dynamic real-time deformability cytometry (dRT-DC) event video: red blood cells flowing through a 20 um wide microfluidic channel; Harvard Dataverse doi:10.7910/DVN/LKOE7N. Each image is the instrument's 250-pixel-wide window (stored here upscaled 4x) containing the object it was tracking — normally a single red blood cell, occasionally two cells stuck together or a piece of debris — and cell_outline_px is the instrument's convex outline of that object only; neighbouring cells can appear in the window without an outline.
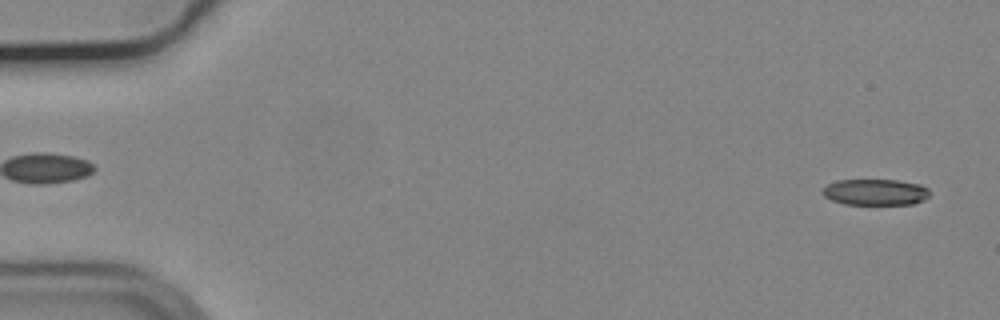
{"species": "common noctule bat (a hibernating species)", "species_latin": "Nyctalus noctula", "temperature_condition": "cold", "stored_images_in_passage": 55, "camera_frame_rate_fps": 3000, "um_per_image_px": 0.085, "animal": {"sex": "male", "body_mass_g": 19.2, "forearm_length_mm": 51.8}, "frame": {"image": 1, "passage_image": 2, "time_ms": 0.333, "image_size_px": [1000, 320], "cell_outline_px": [[928, 196], [924, 200], [912, 204], [844, 204], [832, 200], [824, 196], [824, 188], [828, 184], [836, 180], [900, 180], [920, 184], [928, 188]], "centroid_in_image_um": [74.43, 16.32], "position_along_channel_um": 10.6, "area_um2": 16.24}}
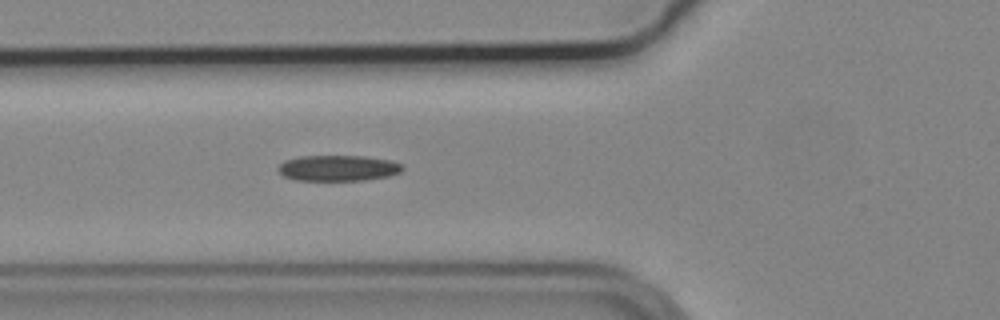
{"frame": {"image": 2, "passage_image": 20, "time_ms": 6.333, "image_size_px": [1000, 320], "cell_outline_px": [[404, 168], [400, 172], [388, 176], [364, 180], [296, 180], [284, 176], [276, 168], [284, 160], [300, 156], [364, 156], [388, 160], [400, 164]], "centroid_in_image_um": [28.7, 14.28], "position_along_channel_um": 97.1, "area_um2": 18.55}}
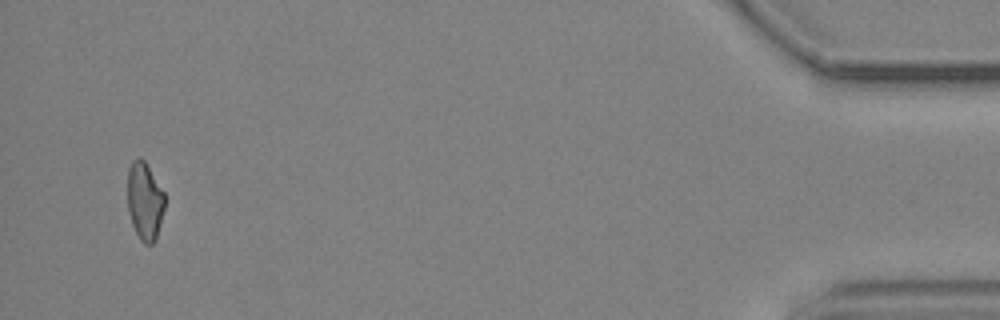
{"frame": {"image": 3, "passage_image": 53, "time_ms": 17.333, "image_size_px": [1000, 320], "cell_outline_px": [[164, 208], [156, 240], [152, 244], [144, 244], [140, 240], [132, 224], [128, 208], [128, 168], [132, 160], [140, 156], [144, 160], [164, 192]], "centroid_in_image_um": [12.3, 17.09], "position_along_channel_um": 422.9, "area_um2": 16.82}}